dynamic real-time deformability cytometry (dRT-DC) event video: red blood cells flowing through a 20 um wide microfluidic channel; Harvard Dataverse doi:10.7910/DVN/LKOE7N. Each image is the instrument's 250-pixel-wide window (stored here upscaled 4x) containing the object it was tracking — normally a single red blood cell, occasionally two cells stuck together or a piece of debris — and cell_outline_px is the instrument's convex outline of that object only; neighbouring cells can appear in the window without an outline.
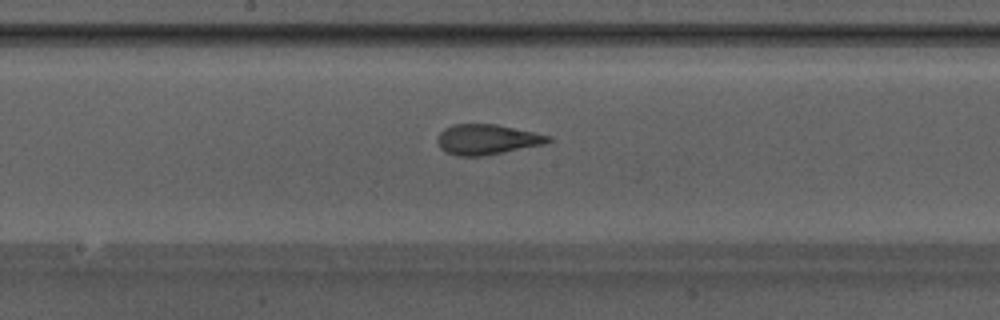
{"species": "Egyptian fruit bat (a non-hibernating species)", "species_latin": "Rousettus aegyptiacus", "temperature_condition": "warm", "stored_images_in_passage": 13, "camera_frame_rate_fps": 3000, "um_per_image_px": 0.085, "animal": {"sex": "male"}, "frame": {"image": 1, "passage_image": 11, "time_ms": 3.333, "image_size_px": [1000, 320], "cell_outline_px": [[552, 140], [544, 144], [484, 156], [456, 156], [440, 148], [436, 140], [436, 136], [444, 128], [452, 124], [496, 124], [552, 136]], "centroid_in_image_um": [41.36, 11.85], "position_along_channel_um": 206.8, "area_um2": 19.59}}